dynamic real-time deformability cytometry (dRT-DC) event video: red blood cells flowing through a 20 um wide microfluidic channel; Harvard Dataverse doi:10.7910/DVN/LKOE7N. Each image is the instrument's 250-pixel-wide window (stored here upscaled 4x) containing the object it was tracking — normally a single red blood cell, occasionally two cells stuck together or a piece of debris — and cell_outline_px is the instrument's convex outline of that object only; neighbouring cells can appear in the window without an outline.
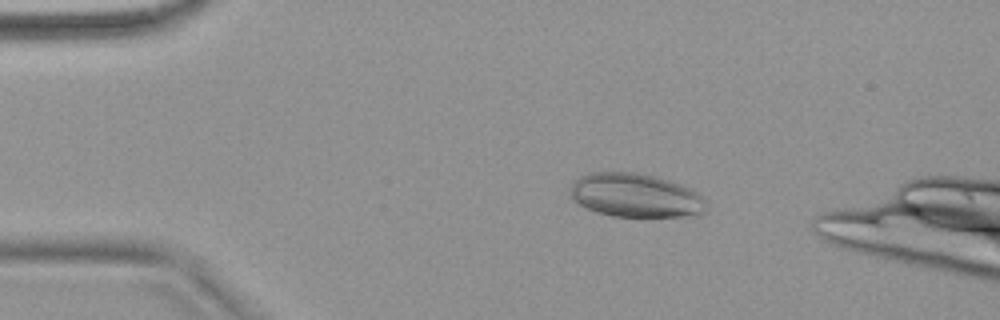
{"species": "common noctule bat (a hibernating species)", "species_latin": "Nyctalus noctula", "temperature_condition": "warm", "stored_images_in_passage": 41, "camera_frame_rate_fps": 3000, "um_per_image_px": 0.085, "animal": {"sex": "female", "body_mass_g": 18.4}, "frame": {"image": 1, "passage_image": 2, "time_ms": 0.333, "image_size_px": [1000, 320], "cell_outline_px": [[704, 212], [692, 216], [612, 216], [596, 212], [572, 200], [572, 184], [580, 176], [592, 172], [636, 172], [656, 176], [680, 184], [696, 192], [704, 200]], "centroid_in_image_um": [54.0, 16.6], "position_along_channel_um": 31.0, "area_um2": 34.28}}
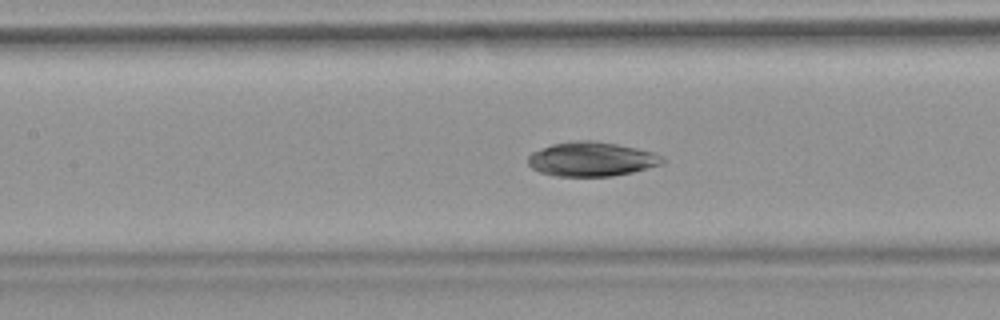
{"frame": {"image": 2, "passage_image": 16, "time_ms": 5.0, "image_size_px": [1000, 320], "cell_outline_px": [[664, 160], [660, 164], [632, 172], [612, 176], [556, 176], [540, 172], [532, 168], [528, 164], [528, 156], [532, 152], [552, 144], [572, 140], [592, 140], [616, 144], [636, 148], [652, 152], [660, 156]], "centroid_in_image_um": [50.22, 13.52], "position_along_channel_um": 157.2, "area_um2": 26.65}}
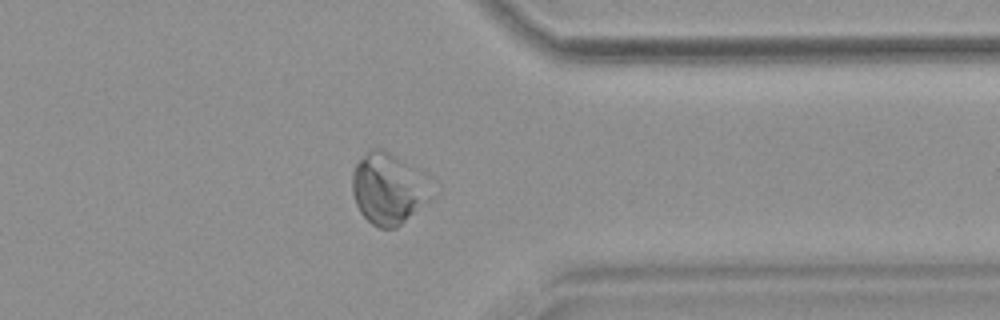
{"frame": {"image": 3, "passage_image": 34, "time_ms": 11.0, "image_size_px": [1000, 320], "cell_outline_px": [[420, 200], [412, 212], [396, 228], [380, 228], [372, 224], [360, 212], [356, 204], [352, 192], [352, 172], [356, 164], [372, 148], [384, 148], [400, 160], [404, 164]], "centroid_in_image_um": [32.59, 16.07], "position_along_channel_um": 378.8, "area_um2": 28.15}}